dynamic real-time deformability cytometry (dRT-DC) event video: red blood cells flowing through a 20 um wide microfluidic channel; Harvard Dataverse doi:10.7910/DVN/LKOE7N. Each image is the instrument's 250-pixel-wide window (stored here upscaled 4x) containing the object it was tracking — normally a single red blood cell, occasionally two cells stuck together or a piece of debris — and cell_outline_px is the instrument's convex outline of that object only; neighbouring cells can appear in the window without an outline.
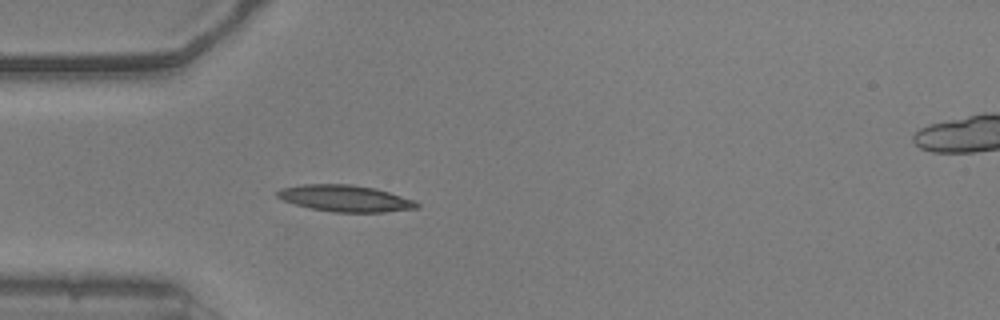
{"species": "common noctule bat (a hibernating species)", "species_latin": "Nyctalus noctula", "temperature_condition": "warm", "stored_images_in_passage": 3, "camera_frame_rate_fps": 3000, "um_per_image_px": 0.085, "animal": {"sex": "male", "body_mass_g": 20.5, "forearm_length_mm": 52.5}, "frame": {"image": 1, "passage_image": 1, "time_ms": 0.0, "image_size_px": [1000, 320], "cell_outline_px": [[420, 208], [384, 212], [332, 212], [308, 208], [284, 200], [276, 196], [276, 192], [280, 188], [304, 184], [352, 184], [376, 188], [412, 200], [420, 204]], "centroid_in_image_um": [29.33, 16.86], "position_along_channel_um": 55.7, "area_um2": 21.56}}